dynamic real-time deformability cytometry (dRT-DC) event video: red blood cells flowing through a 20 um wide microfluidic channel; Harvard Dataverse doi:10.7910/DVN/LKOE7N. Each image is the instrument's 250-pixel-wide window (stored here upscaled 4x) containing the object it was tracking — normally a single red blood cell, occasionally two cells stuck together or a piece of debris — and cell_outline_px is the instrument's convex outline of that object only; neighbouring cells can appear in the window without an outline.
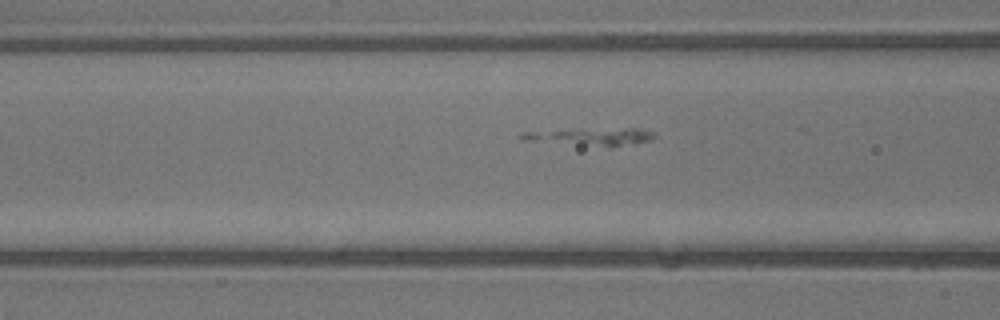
{"species": "common noctule bat (a hibernating species)", "species_latin": "Nyctalus noctula", "temperature_condition": "warm", "stored_images_in_passage": 36, "camera_frame_rate_fps": 3000, "um_per_image_px": 0.085, "animal": {"sex": "male", "body_mass_g": 13.3}, "frame": {"image": 1, "passage_image": 6, "time_ms": 1.667, "image_size_px": [1000, 320], "cell_outline_px": [[656, 136], [652, 140], [620, 144], [600, 144], [520, 140], [520, 132], [580, 128], [640, 128], [656, 132]], "centroid_in_image_um": [50.24, 11.53], "position_along_channel_um": 116.4, "area_um2": 12.83}}
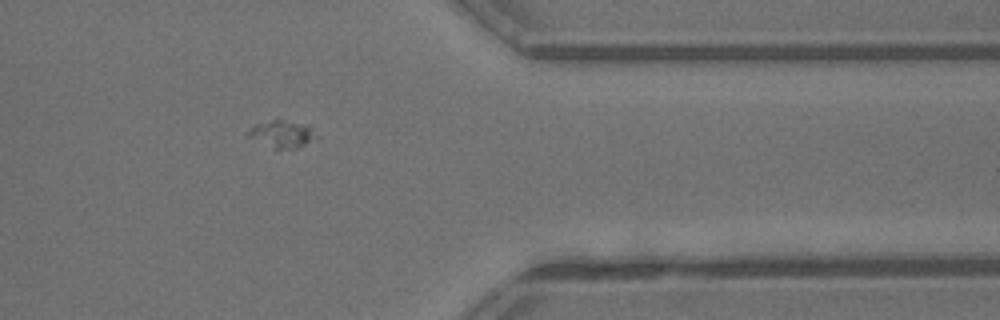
{"frame": {"image": 2, "passage_image": 27, "time_ms": 8.667, "image_size_px": [1000, 320], "cell_outline_px": [[316, 136], [304, 144], [292, 148], [276, 148], [248, 136], [248, 132], [256, 124], [276, 116], [308, 128]], "centroid_in_image_um": [23.88, 11.33], "position_along_channel_um": 387.5, "area_um2": 10.06}}
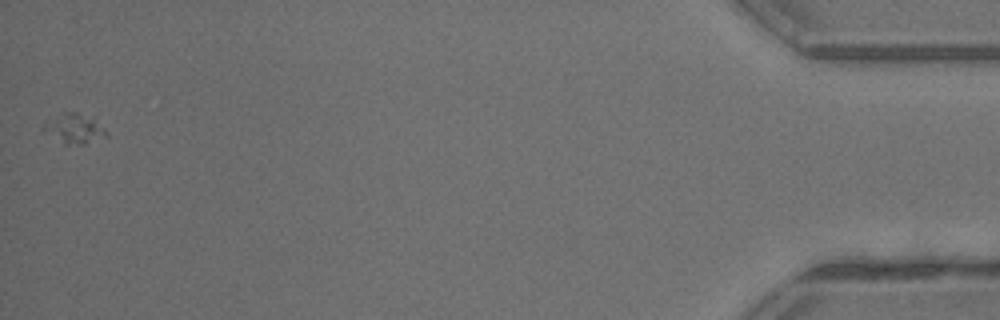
{"frame": {"image": 3, "passage_image": 36, "time_ms": 11.667, "image_size_px": [1000, 320], "cell_outline_px": [[108, 136], [84, 144], [64, 144], [40, 132], [40, 128], [44, 124], [60, 112], [76, 112], [92, 116], [108, 132]], "centroid_in_image_um": [6.27, 10.93], "position_along_channel_um": 428.9, "area_um2": 11.27}}